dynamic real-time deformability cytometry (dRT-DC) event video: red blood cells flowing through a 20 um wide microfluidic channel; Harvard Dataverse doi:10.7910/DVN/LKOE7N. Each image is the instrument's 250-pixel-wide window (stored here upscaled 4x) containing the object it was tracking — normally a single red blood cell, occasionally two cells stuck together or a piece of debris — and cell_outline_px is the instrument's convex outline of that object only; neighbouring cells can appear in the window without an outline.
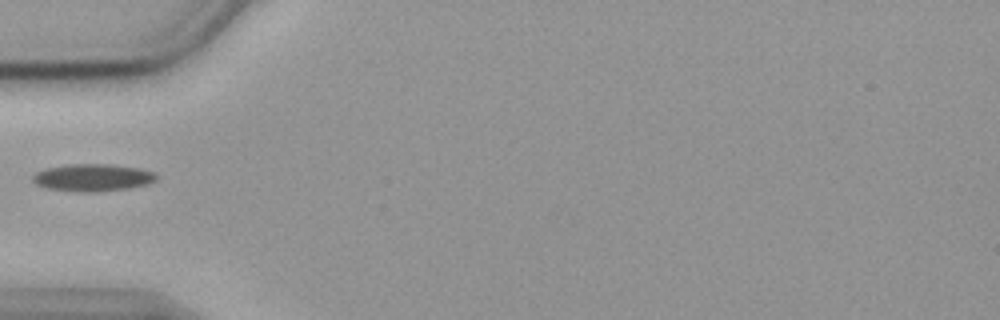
{"species": "common noctule bat (a hibernating species)", "species_latin": "Nyctalus noctula", "temperature_condition": "cold", "stored_images_in_passage": 39, "camera_frame_rate_fps": 3000, "um_per_image_px": 0.085, "animal": {"sex": "female", "body_mass_g": 19.9}, "frame": {"image": 1, "passage_image": 1, "time_ms": 0.0, "image_size_px": [1000, 320], "cell_outline_px": [[156, 180], [148, 184], [128, 188], [92, 192], [80, 192], [48, 188], [36, 184], [32, 180], [32, 176], [36, 172], [48, 168], [68, 164], [108, 164], [140, 168], [156, 172]], "centroid_in_image_um": [7.9, 15.09], "position_along_channel_um": 77.1, "area_um2": 19.59}}
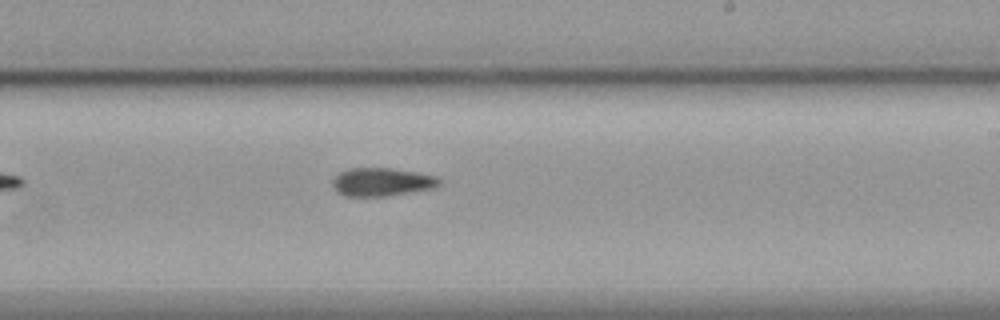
{"frame": {"image": 2, "passage_image": 16, "time_ms": 5.0, "image_size_px": [1000, 320], "cell_outline_px": [[440, 184], [432, 188], [388, 196], [344, 196], [336, 192], [332, 188], [332, 180], [340, 172], [348, 168], [392, 168], [416, 172], [436, 176], [440, 180]], "centroid_in_image_um": [32.4, 15.47], "position_along_channel_um": 256.6, "area_um2": 17.63}}
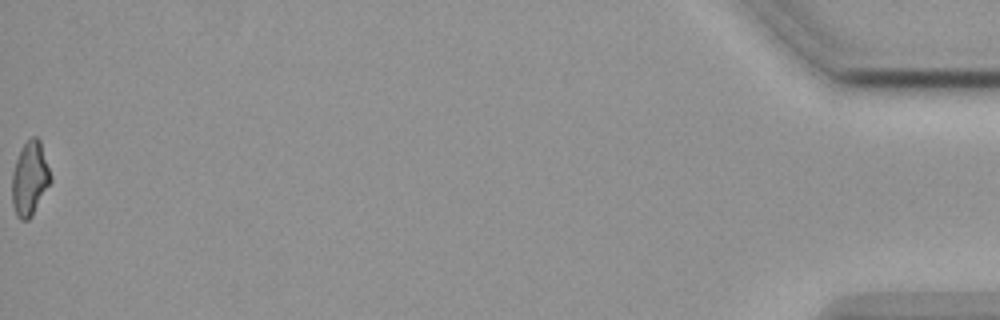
{"frame": {"image": 3, "passage_image": 39, "time_ms": 12.667, "image_size_px": [1000, 320], "cell_outline_px": [[52, 180], [32, 216], [28, 220], [20, 220], [16, 216], [12, 204], [12, 172], [20, 148], [32, 136], [36, 136], [40, 140], [52, 176]], "centroid_in_image_um": [2.53, 15.18], "position_along_channel_um": 432.7, "area_um2": 16.82}}